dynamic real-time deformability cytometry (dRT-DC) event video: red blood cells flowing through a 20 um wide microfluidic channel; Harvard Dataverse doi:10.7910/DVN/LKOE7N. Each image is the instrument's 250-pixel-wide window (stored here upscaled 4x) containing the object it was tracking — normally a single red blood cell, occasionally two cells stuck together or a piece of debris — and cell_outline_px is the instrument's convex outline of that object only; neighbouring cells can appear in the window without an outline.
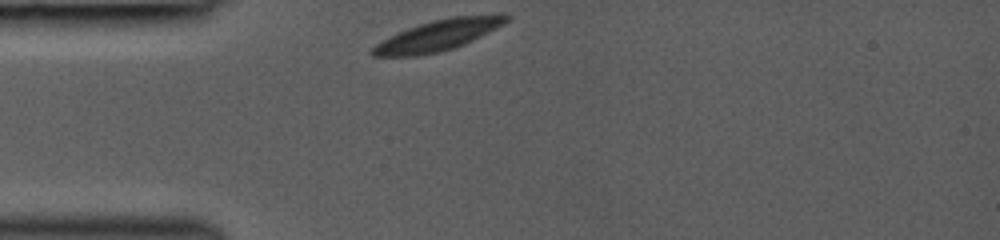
{"species": "common noctule bat (a hibernating species)", "species_latin": "Nyctalus noctula", "temperature_condition": "room temperature", "stored_images_in_passage": 16, "camera_frame_rate_fps": 3000, "um_per_image_px": 0.085, "animal": {"sex": "female", "body_mass_g": 19.0, "forearm_length_mm": 53.3}, "frame": {"image": 1, "passage_image": 1, "time_ms": 0.0, "image_size_px": [1000, 240], "cell_outline_px": [[512, 16], [504, 24], [464, 44], [440, 52], [416, 56], [372, 56], [368, 52], [376, 44], [408, 28], [432, 20], [452, 16], [504, 12], [508, 12]], "centroid_in_image_um": [37.34, 2.96], "position_along_channel_um": 47.7, "area_um2": 24.16}}
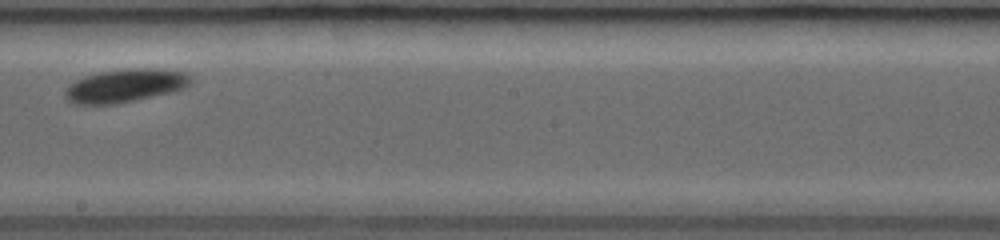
{"frame": {"image": 2, "passage_image": 9, "time_ms": 5.0, "image_size_px": [1000, 240], "cell_outline_px": [[192, 80], [184, 88], [172, 92], [116, 104], [72, 104], [64, 96], [64, 88], [68, 84], [84, 76], [100, 72], [128, 68], [164, 68], [188, 72]], "centroid_in_image_um": [10.63, 7.27], "position_along_channel_um": 237.6, "area_um2": 24.68}}
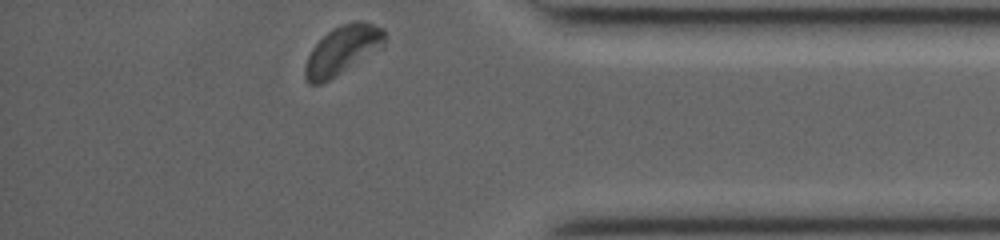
{"frame": {"image": 3, "passage_image": 16, "time_ms": 9.333, "image_size_px": [1000, 240], "cell_outline_px": [[384, 44], [328, 80], [320, 84], [308, 84], [304, 76], [304, 68], [308, 56], [312, 48], [332, 28], [356, 20], [360, 20], [384, 28]], "centroid_in_image_um": [29.05, 4.24], "position_along_channel_um": 406.1, "area_um2": 21.73}}